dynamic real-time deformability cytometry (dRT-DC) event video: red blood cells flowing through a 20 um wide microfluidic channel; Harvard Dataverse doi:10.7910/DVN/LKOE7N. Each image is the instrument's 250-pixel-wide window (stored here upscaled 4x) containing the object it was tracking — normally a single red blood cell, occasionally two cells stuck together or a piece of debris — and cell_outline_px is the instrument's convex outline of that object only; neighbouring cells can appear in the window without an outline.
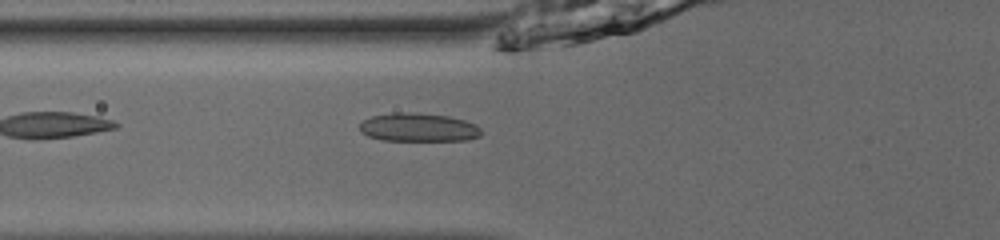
{"species": "common noctule bat (a hibernating species)", "species_latin": "Nyctalus noctula", "temperature_condition": "room temperature", "stored_images_in_passage": 35, "camera_frame_rate_fps": 3000, "um_per_image_px": 0.085, "animal": {"sex": "male", "body_mass_g": 13.0, "forearm_length_mm": 53.1}, "frame": {"image": 1, "passage_image": 4, "time_ms": 1.0, "image_size_px": [1000, 240], "cell_outline_px": [[484, 132], [480, 136], [468, 140], [384, 140], [368, 136], [360, 132], [360, 124], [364, 120], [372, 116], [396, 112], [412, 112], [448, 116], [464, 120], [476, 124]], "centroid_in_image_um": [35.6, 10.82], "position_along_channel_um": 90.2, "area_um2": 20.17}}
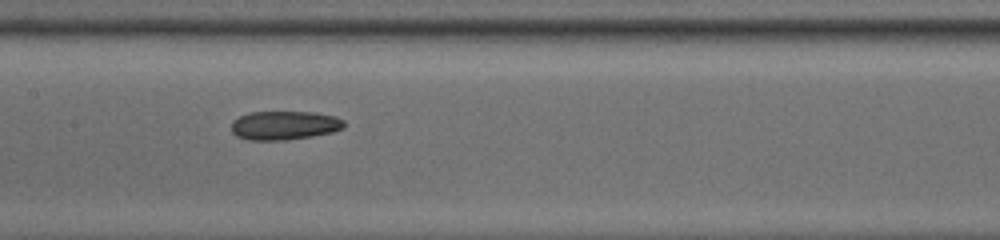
{"frame": {"image": 2, "passage_image": 11, "time_ms": 3.333, "image_size_px": [1000, 240], "cell_outline_px": [[344, 128], [332, 132], [312, 136], [284, 140], [248, 140], [236, 136], [232, 132], [232, 120], [240, 116], [252, 112], [316, 112], [336, 116], [344, 120]], "centroid_in_image_um": [24.18, 10.65], "position_along_channel_um": 183.2, "area_um2": 19.02}}
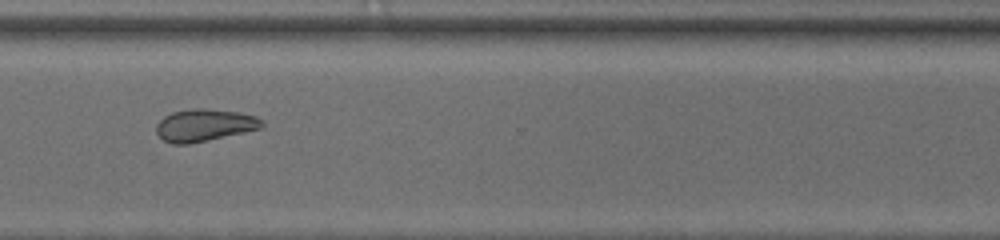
{"frame": {"image": 3, "passage_image": 24, "time_ms": 7.667, "image_size_px": [1000, 240], "cell_outline_px": [[264, 124], [260, 128], [244, 132], [208, 140], [188, 144], [172, 144], [164, 140], [156, 132], [156, 124], [164, 116], [172, 112], [192, 108], [204, 108], [240, 112], [256, 116]], "centroid_in_image_um": [17.35, 10.63], "position_along_channel_um": 353.3, "area_um2": 19.77}, "authors_computed_cell_mechanics": {"area_um2": 19.7676, "velocity_mm_per_s": 3.9418, "shape_relaxation_time_tau1_ms": null, "shape_relaxation_time_tau2_ms": 7.846, "deformation_change_tau1": null, "deformation_change_tau2": 0.0819}}